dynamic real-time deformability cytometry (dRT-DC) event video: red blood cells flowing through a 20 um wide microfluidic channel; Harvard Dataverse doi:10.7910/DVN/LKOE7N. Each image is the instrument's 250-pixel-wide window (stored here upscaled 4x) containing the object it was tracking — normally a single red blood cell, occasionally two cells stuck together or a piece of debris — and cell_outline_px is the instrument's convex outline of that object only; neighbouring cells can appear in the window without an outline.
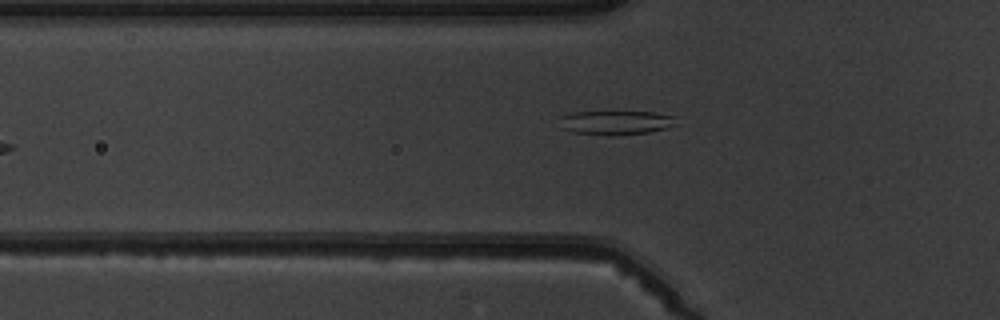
{"species": "common noctule bat (a hibernating species)", "species_latin": "Nyctalus noctula", "temperature_condition": "warm", "stored_images_in_passage": 4, "camera_frame_rate_fps": 3000, "um_per_image_px": 0.085, "animal": {"sex": "male", "body_mass_g": 19.5, "forearm_length_mm": 54.6}, "frame": {"image": 1, "passage_image": 4, "time_ms": 4.333, "image_size_px": [1000, 320], "cell_outline_px": [[676, 124], [668, 128], [648, 132], [608, 136], [572, 132], [560, 128], [560, 116], [572, 112], [652, 112], [676, 116]], "centroid_in_image_um": [52.33, 10.42], "position_along_channel_um": 73.5, "area_um2": 16.53}}